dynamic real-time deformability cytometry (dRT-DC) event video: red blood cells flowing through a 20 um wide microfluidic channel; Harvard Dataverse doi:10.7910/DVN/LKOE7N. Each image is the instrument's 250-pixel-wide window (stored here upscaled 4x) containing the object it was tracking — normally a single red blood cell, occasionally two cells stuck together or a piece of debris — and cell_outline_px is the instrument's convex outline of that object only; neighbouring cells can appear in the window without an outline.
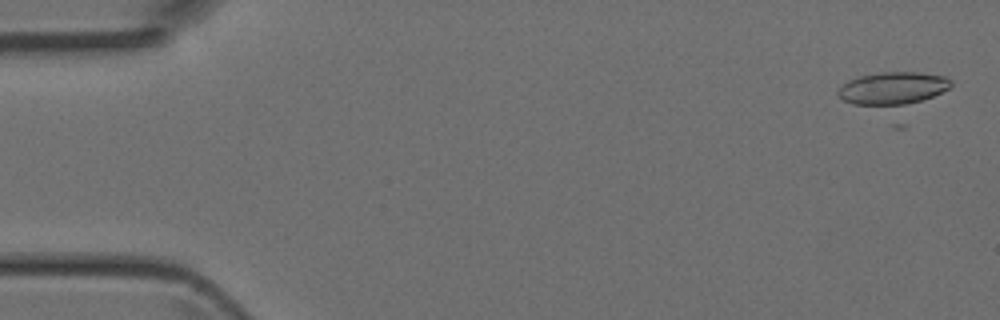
{"species": "Egyptian fruit bat (a non-hibernating species)", "species_latin": "Rousettus aegyptiacus", "temperature_condition": "room temperature", "stored_images_in_passage": 5, "camera_frame_rate_fps": 3000, "um_per_image_px": 0.085, "animal": {"sex": "female"}, "frame": {"image": 1, "passage_image": 1, "time_ms": 0.0, "image_size_px": [1000, 320], "cell_outline_px": [[952, 84], [948, 88], [932, 96], [896, 108], [892, 108], [852, 104], [844, 100], [836, 92], [848, 80], [860, 76], [880, 72], [920, 72], [944, 76], [952, 80]], "centroid_in_image_um": [75.86, 7.53], "position_along_channel_um": 9.1, "area_um2": 21.79}}